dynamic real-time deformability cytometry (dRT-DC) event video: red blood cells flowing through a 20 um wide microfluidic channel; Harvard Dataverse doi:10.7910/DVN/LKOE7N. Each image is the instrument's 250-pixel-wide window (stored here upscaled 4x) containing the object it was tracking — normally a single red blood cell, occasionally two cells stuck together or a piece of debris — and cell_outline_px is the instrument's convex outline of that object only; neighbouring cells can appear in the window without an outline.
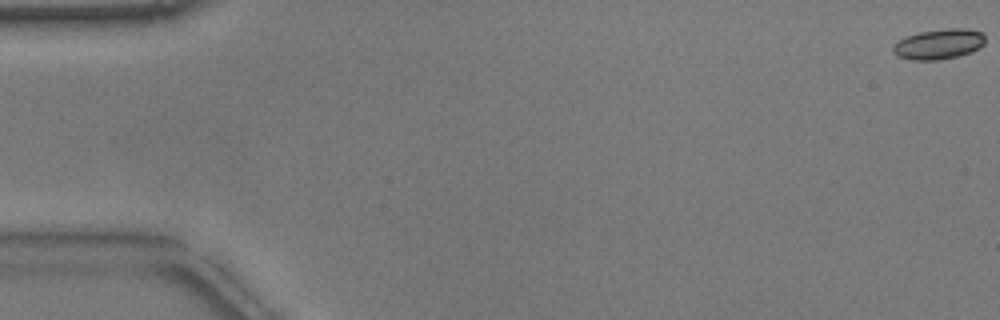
{"species": "common noctule bat (a hibernating species)", "species_latin": "Nyctalus noctula", "temperature_condition": "warm", "stored_images_in_passage": 13, "camera_frame_rate_fps": 3000, "um_per_image_px": 0.085, "animal": {"sex": "male", "body_mass_g": 17.9}, "frame": {"image": 1, "passage_image": 1, "time_ms": 0.0, "image_size_px": [1000, 320], "cell_outline_px": [[984, 44], [980, 48], [972, 52], [956, 56], [936, 60], [912, 60], [896, 56], [892, 52], [892, 48], [904, 36], [920, 32], [948, 28], [964, 28], [984, 32]], "centroid_in_image_um": [79.81, 3.74], "position_along_channel_um": 5.2, "area_um2": 16.3}}